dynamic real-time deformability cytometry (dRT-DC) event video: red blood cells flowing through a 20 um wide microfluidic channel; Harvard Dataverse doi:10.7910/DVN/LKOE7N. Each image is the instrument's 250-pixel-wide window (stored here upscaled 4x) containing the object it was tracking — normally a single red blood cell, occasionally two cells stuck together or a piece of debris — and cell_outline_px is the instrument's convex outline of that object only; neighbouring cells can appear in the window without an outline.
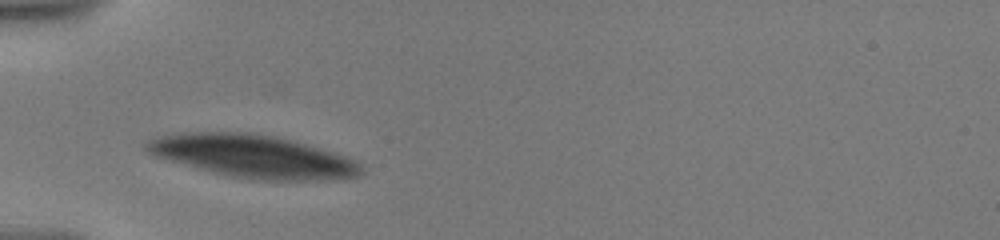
{"species": "human", "species_latin": "Homo sapiens", "temperature_condition": "warm", "stored_images_in_passage": 44, "camera_frame_rate_fps": 3000, "um_per_image_px": 0.085, "donor": {"sex": "male"}, "frame": {"image": 1, "passage_image": 1, "time_ms": 0.0, "image_size_px": [1000, 240], "cell_outline_px": [[364, 172], [360, 176], [308, 180], [268, 180], [236, 176], [216, 172], [200, 168], [156, 156], [148, 152], [144, 148], [144, 144], [148, 140], [160, 136], [184, 132], [248, 132], [276, 136], [292, 140], [332, 152], [344, 156], [360, 164]], "centroid_in_image_um": [21.5, 13.26], "position_along_channel_um": 63.5, "area_um2": 52.31}}
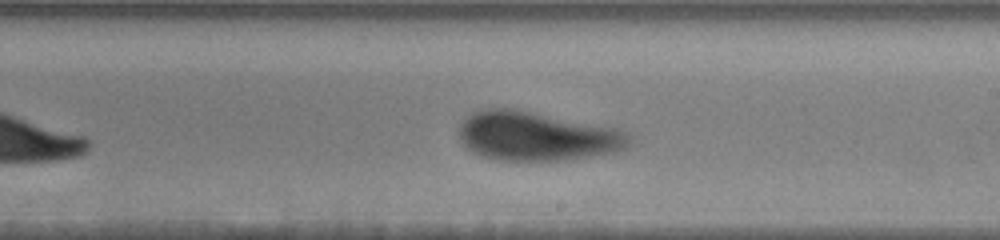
{"frame": {"image": 2, "passage_image": 26, "time_ms": 5.333, "image_size_px": [1000, 240], "cell_outline_px": [[632, 144], [616, 152], [564, 160], [500, 160], [484, 156], [472, 152], [460, 140], [456, 132], [456, 128], [472, 112], [484, 108], [516, 108], [616, 128], [624, 132]], "centroid_in_image_um": [45.56, 11.56], "position_along_channel_um": 243.4, "area_um2": 48.78}}
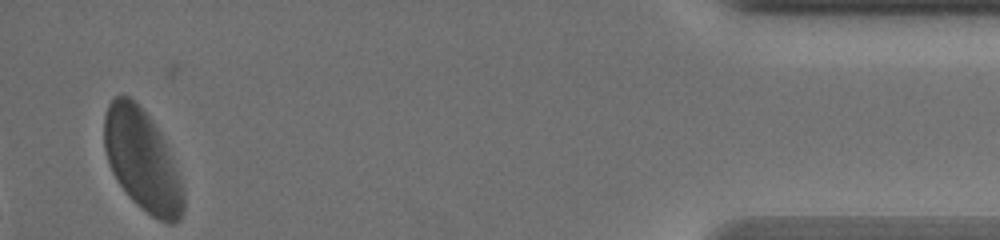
{"frame": {"image": 3, "passage_image": 44, "time_ms": 12.333, "image_size_px": [1000, 240], "cell_outline_px": [[184, 208], [180, 220], [176, 224], [168, 224], [152, 216], [140, 208], [132, 200], [116, 180], [108, 164], [104, 148], [104, 116], [108, 104], [116, 96], [128, 96], [152, 120], [160, 132], [172, 156], [180, 176], [184, 192]], "centroid_in_image_um": [12.1, 13.68], "position_along_channel_um": 423.1, "area_um2": 46.88}, "authors_computed_cell_mechanics": {"area_um2": 49.9103, "velocity_mm_per_s": 3.4854, "shape_relaxation_time_tau1_ms": 5.1531, "shape_relaxation_time_tau2_ms": 1.2981, "deformation_change_tau1": 0.1505, "deformation_change_tau2": 0.0755}}